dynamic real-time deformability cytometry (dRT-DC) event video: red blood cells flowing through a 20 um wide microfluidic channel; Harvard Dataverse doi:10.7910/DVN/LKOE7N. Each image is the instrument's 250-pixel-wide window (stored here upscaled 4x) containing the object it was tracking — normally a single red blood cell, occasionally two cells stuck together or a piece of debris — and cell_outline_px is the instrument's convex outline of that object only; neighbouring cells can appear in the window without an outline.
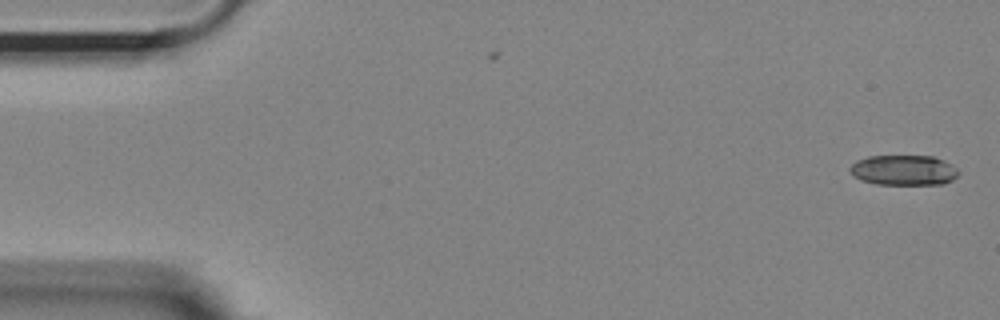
{"species": "Egyptian fruit bat (a non-hibernating species)", "species_latin": "Rousettus aegyptiacus", "temperature_condition": "room temperature", "stored_images_in_passage": 10, "camera_frame_rate_fps": 3000, "um_per_image_px": 0.085, "animal": {"sex": "female"}, "frame": {"image": 1, "passage_image": 1, "time_ms": 0.0, "image_size_px": [1000, 320], "cell_outline_px": [[960, 172], [952, 180], [944, 184], [876, 184], [860, 180], [848, 168], [856, 160], [868, 156], [932, 156], [944, 160], [952, 164]], "centroid_in_image_um": [76.83, 14.46], "position_along_channel_um": 8.2, "area_um2": 19.13}}